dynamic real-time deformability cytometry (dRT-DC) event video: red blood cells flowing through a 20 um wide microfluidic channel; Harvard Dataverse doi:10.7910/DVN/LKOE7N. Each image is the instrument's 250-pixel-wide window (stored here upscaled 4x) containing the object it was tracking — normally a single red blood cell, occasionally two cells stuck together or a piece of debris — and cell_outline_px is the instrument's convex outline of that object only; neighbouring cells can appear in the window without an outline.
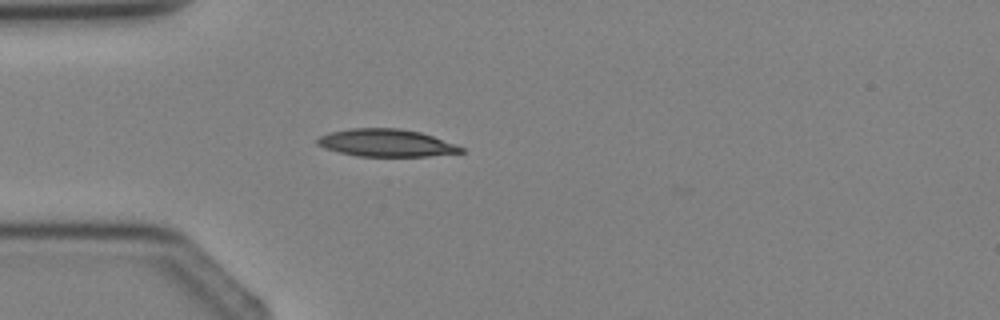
{"species": "Egyptian fruit bat (a non-hibernating species)", "species_latin": "Rousettus aegyptiacus", "temperature_condition": "cold", "stored_images_in_passage": 1, "camera_frame_rate_fps": 3000, "um_per_image_px": 0.085, "animal": {"sex": "female"}, "frame": {"image": 1, "passage_image": 1, "time_ms": 0.0, "image_size_px": [1000, 320], "cell_outline_px": [[464, 152], [428, 156], [356, 156], [324, 148], [316, 144], [316, 140], [320, 136], [328, 132], [352, 128], [400, 128], [420, 132], [456, 144], [464, 148]], "centroid_in_image_um": [32.81, 12.14], "position_along_channel_um": 52.2, "area_um2": 23.0}}